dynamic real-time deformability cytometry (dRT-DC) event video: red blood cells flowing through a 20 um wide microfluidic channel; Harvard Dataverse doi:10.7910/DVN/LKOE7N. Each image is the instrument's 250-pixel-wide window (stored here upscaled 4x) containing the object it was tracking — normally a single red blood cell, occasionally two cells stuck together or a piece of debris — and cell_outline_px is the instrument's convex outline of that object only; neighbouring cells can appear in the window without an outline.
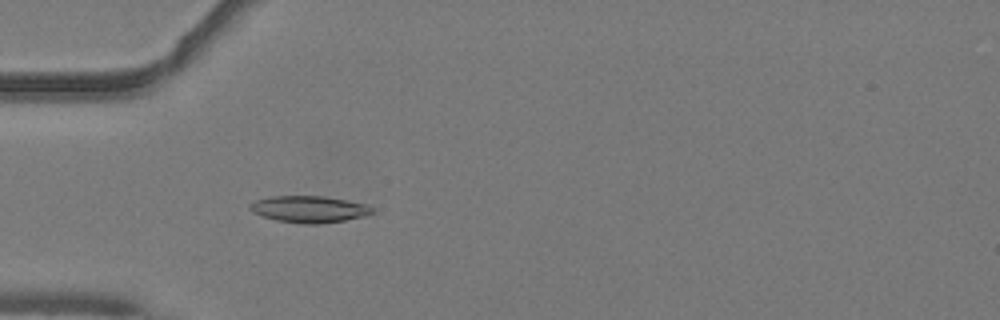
{"species": "common noctule bat (a hibernating species)", "species_latin": "Nyctalus noctula", "temperature_condition": "warm", "stored_images_in_passage": 48, "camera_frame_rate_fps": 3000, "um_per_image_px": 0.085, "animal": {"sex": "male", "body_mass_g": 19.2, "forearm_length_mm": 51.8}, "frame": {"image": 1, "passage_image": 13, "time_ms": 4.0, "image_size_px": [1000, 320], "cell_outline_px": [[372, 212], [364, 216], [344, 220], [316, 224], [304, 224], [276, 220], [252, 212], [248, 208], [248, 204], [256, 200], [268, 196], [324, 196], [364, 204], [372, 208]], "centroid_in_image_um": [26.2, 17.77], "position_along_channel_um": 58.8, "area_um2": 18.79}}
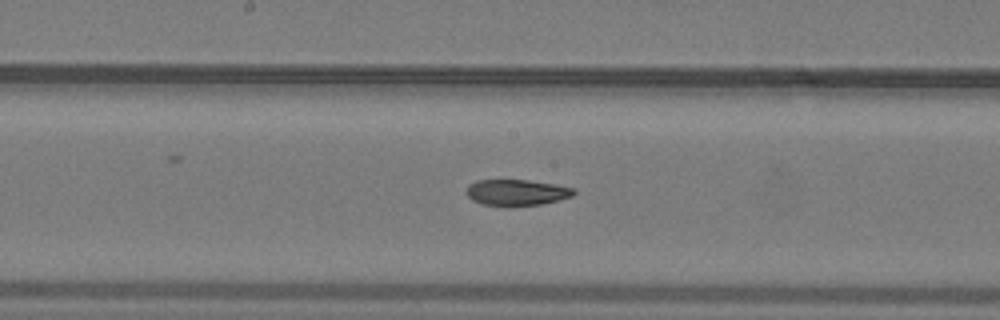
{"frame": {"image": 2, "passage_image": 24, "time_ms": 7.667, "image_size_px": [1000, 320], "cell_outline_px": [[576, 192], [572, 196], [540, 204], [512, 208], [484, 204], [472, 200], [468, 196], [468, 184], [476, 180], [528, 180], [556, 184], [576, 188]], "centroid_in_image_um": [43.93, 16.37], "position_along_channel_um": 204.3, "area_um2": 16.59}}
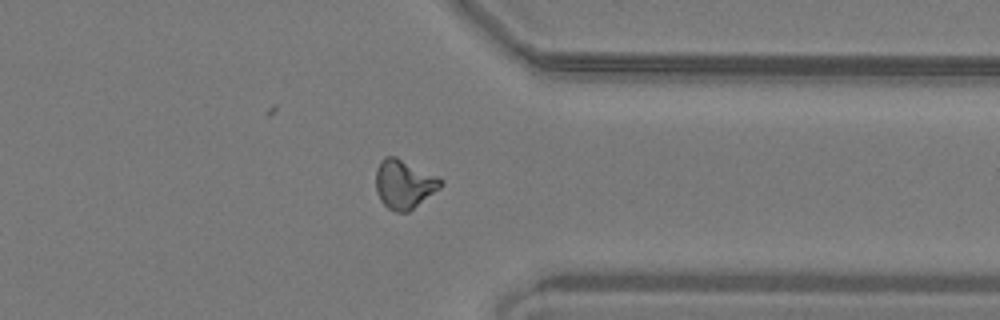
{"frame": {"image": 3, "passage_image": 37, "time_ms": 12.0, "image_size_px": [1000, 320], "cell_outline_px": [[444, 184], [440, 188], [408, 212], [396, 212], [388, 208], [380, 200], [376, 192], [376, 168], [380, 160], [384, 156], [396, 156], [444, 180]], "centroid_in_image_um": [34.33, 15.64], "position_along_channel_um": 377.1, "area_um2": 18.5}, "authors_computed_cell_mechanics": {"area_um2": 17.6001, "velocity_mm_per_s": 4.0961, "shape_relaxation_time_tau1_ms": 8.0224, "shape_relaxation_time_tau2_ms": 3.6215, "deformation_change_tau1": 0.2094, "deformation_change_tau2": 0.0999}}